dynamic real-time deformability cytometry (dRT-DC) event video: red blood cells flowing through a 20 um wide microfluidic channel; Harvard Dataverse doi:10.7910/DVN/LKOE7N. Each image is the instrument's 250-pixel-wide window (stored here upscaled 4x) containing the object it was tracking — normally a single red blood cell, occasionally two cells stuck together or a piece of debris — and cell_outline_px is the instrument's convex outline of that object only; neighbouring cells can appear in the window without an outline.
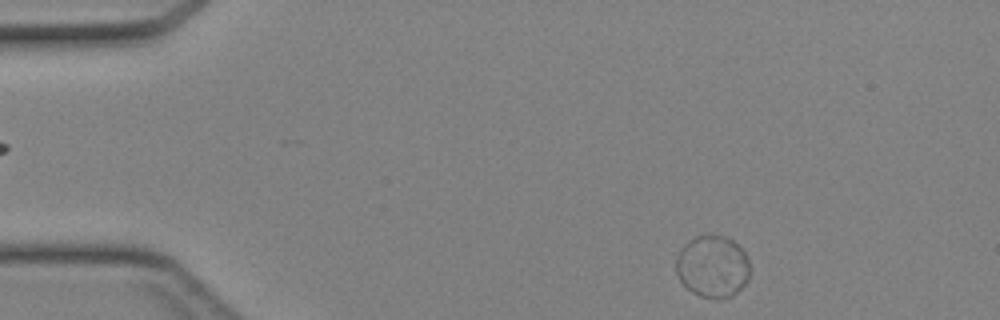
{"species": "Egyptian fruit bat (a non-hibernating species)", "species_latin": "Rousettus aegyptiacus", "temperature_condition": "cold", "stored_images_in_passage": 39, "camera_frame_rate_fps": 3000, "um_per_image_px": 0.085, "animal": {"sex": "female"}, "frame": {"image": 1, "passage_image": 1, "time_ms": 0.0, "image_size_px": [1000, 320], "cell_outline_px": [[752, 268], [748, 280], [732, 296], [720, 300], [700, 296], [692, 292], [680, 280], [676, 272], [676, 256], [680, 248], [688, 240], [696, 236], [724, 236], [732, 240], [744, 252]], "centroid_in_image_um": [60.57, 22.67], "position_along_channel_um": 24.4, "area_um2": 26.88}}
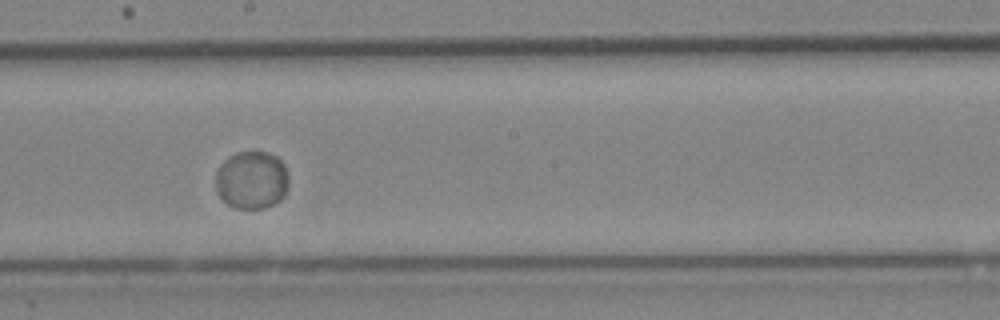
{"frame": {"image": 2, "passage_image": 20, "time_ms": 6.333, "image_size_px": [1000, 320], "cell_outline_px": [[288, 188], [284, 196], [280, 200], [264, 208], [236, 208], [228, 204], [216, 192], [216, 172], [220, 164], [228, 156], [236, 152], [268, 152], [276, 156], [284, 164], [288, 176]], "centroid_in_image_um": [21.39, 15.29], "position_along_channel_um": 226.8, "area_um2": 24.8}}
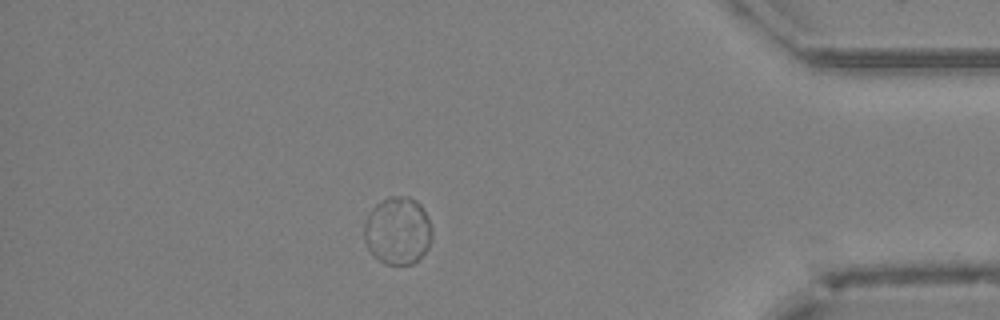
{"frame": {"image": 3, "passage_image": 34, "time_ms": 11.0, "image_size_px": [1000, 320], "cell_outline_px": [[432, 236], [428, 248], [412, 264], [384, 264], [368, 248], [364, 240], [364, 224], [372, 208], [376, 204], [388, 196], [408, 196], [416, 200], [420, 204], [428, 216], [432, 224]], "centroid_in_image_um": [33.82, 19.58], "position_along_channel_um": 401.4, "area_um2": 26.76}}